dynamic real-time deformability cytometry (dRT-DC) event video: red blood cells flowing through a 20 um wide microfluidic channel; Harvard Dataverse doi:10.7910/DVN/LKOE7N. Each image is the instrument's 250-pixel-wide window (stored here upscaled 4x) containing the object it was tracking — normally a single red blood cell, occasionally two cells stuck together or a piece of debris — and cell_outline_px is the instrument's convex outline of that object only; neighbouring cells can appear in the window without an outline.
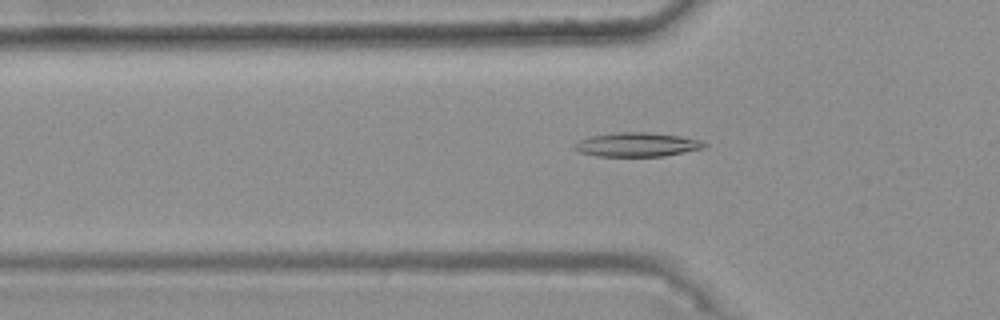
{"species": "common noctule bat (a hibernating species)", "species_latin": "Nyctalus noctula", "temperature_condition": "warm", "stored_images_in_passage": 40, "camera_frame_rate_fps": 3000, "um_per_image_px": 0.085, "animal": {"sex": "female", "body_mass_g": 25.1}, "frame": {"image": 1, "passage_image": 9, "time_ms": 2.667, "image_size_px": [1000, 320], "cell_outline_px": [[708, 144], [704, 148], [664, 156], [596, 156], [580, 152], [572, 148], [572, 144], [580, 140], [592, 136], [616, 132], [648, 132], [680, 136], [700, 140]], "centroid_in_image_um": [54.13, 12.29], "position_along_channel_um": 71.7, "area_um2": 18.21}}
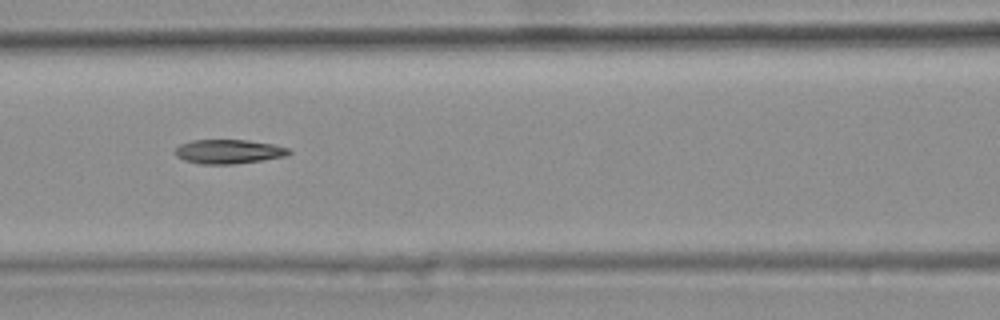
{"frame": {"image": 2, "passage_image": 15, "time_ms": 4.667, "image_size_px": [1000, 320], "cell_outline_px": [[292, 152], [288, 156], [232, 164], [200, 164], [184, 160], [176, 156], [172, 152], [180, 144], [192, 140], [248, 140], [272, 144], [288, 148]], "centroid_in_image_um": [19.4, 12.88], "position_along_channel_um": 147.2, "area_um2": 16.07}}
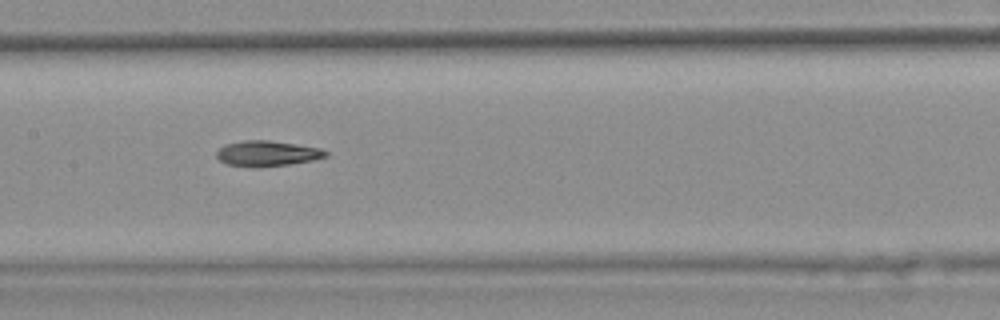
{"frame": {"image": 3, "passage_image": 18, "time_ms": 5.667, "image_size_px": [1000, 320], "cell_outline_px": [[328, 156], [312, 160], [288, 164], [256, 168], [252, 168], [228, 164], [220, 160], [216, 156], [216, 152], [224, 144], [244, 140], [268, 140], [296, 144], [320, 148], [328, 152]], "centroid_in_image_um": [22.69, 13.05], "position_along_channel_um": 184.7, "area_um2": 16.24}, "authors_computed_cell_mechanics": {"area_um2": 16.0973, "velocity_mm_per_s": 3.7551, "shape_relaxation_time_tau1_ms": null, "shape_relaxation_time_tau2_ms": 4.7397, "deformation_change_tau1": null, "deformation_change_tau2": 0.1356}}